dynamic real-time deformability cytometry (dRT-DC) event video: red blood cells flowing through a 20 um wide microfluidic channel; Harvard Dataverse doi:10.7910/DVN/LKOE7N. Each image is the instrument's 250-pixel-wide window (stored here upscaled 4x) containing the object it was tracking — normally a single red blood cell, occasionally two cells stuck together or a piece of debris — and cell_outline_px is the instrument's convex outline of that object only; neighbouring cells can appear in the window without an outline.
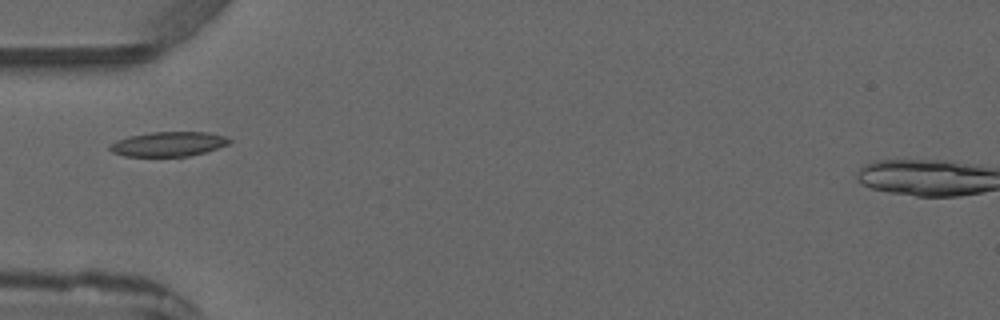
{"species": "common noctule bat (a hibernating species)", "species_latin": "Nyctalus noctula", "temperature_condition": "warm", "stored_images_in_passage": 5, "camera_frame_rate_fps": 3000, "um_per_image_px": 0.085, "animal": {"sex": "male", "forearm_length_mm": 52.5}, "frame": {"image": 1, "passage_image": 4, "time_ms": 4.333, "image_size_px": [1000, 320], "cell_outline_px": [[232, 140], [228, 144], [204, 152], [188, 156], [124, 156], [112, 152], [108, 148], [108, 144], [116, 140], [128, 136], [152, 132], [208, 132], [228, 136]], "centroid_in_image_um": [14.29, 12.23], "position_along_channel_um": 70.7, "area_um2": 17.22}}
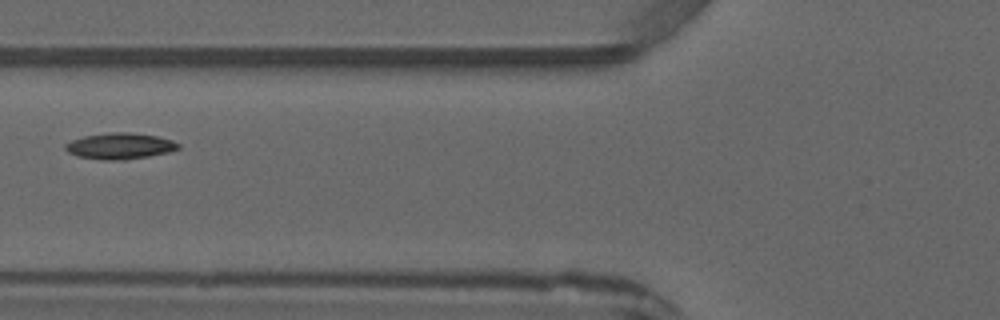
{"frame": {"image": 2, "passage_image": 5, "time_ms": 5.333, "image_size_px": [1000, 320], "cell_outline_px": [[180, 148], [168, 152], [148, 156], [124, 160], [104, 160], [76, 156], [68, 152], [64, 148], [64, 144], [72, 140], [84, 136], [112, 132], [128, 132], [156, 136], [172, 140], [180, 144]], "centroid_in_image_um": [10.17, 12.41], "position_along_channel_um": 115.6, "area_um2": 17.17}}